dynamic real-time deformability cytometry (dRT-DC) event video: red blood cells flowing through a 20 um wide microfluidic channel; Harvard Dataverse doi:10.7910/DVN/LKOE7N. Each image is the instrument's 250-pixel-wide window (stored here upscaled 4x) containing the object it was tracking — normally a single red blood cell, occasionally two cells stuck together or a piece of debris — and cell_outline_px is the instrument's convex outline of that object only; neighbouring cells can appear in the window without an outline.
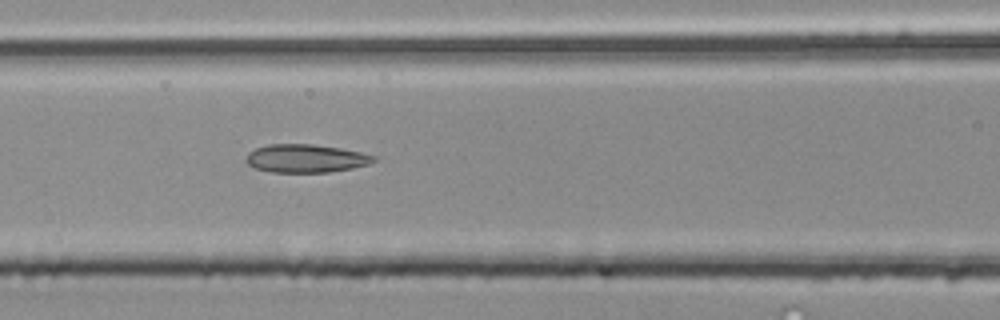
{"species": "common noctule bat (a hibernating species)", "species_latin": "Nyctalus noctula", "temperature_condition": "room temperature", "stored_images_in_passage": 34, "camera_frame_rate_fps": 3000, "um_per_image_px": 0.085, "animal": {"sex": "male", "body_mass_g": 20.4}, "frame": {"image": 1, "passage_image": 9, "time_ms": 2.667, "image_size_px": [1000, 320], "cell_outline_px": [[376, 160], [368, 164], [352, 168], [328, 172], [272, 172], [256, 168], [248, 164], [244, 160], [248, 152], [256, 148], [268, 144], [312, 144], [340, 148], [360, 152], [376, 156]], "centroid_in_image_um": [25.97, 13.46], "position_along_channel_um": 140.6, "area_um2": 20.92}}
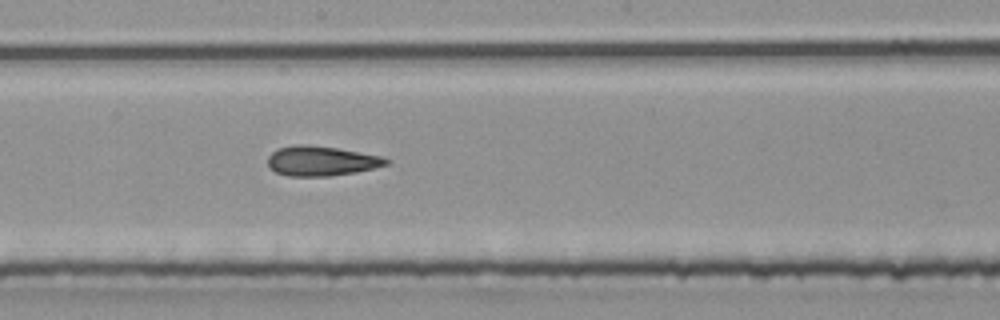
{"frame": {"image": 2, "passage_image": 15, "time_ms": 4.667, "image_size_px": [1000, 320], "cell_outline_px": [[388, 164], [356, 172], [328, 176], [288, 176], [276, 172], [268, 168], [268, 156], [276, 148], [292, 144], [308, 144], [336, 148], [380, 156], [388, 160]], "centroid_in_image_um": [27.22, 13.67], "position_along_channel_um": 221.0, "area_um2": 20.52}}
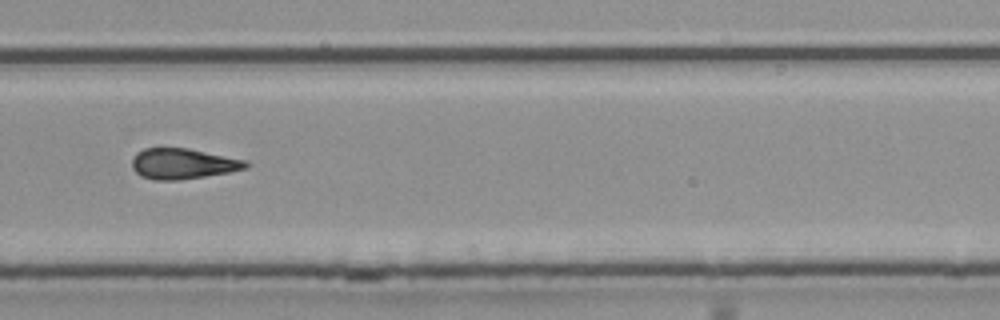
{"frame": {"image": 3, "passage_image": 22, "time_ms": 7.0, "image_size_px": [1000, 320], "cell_outline_px": [[248, 168], [228, 172], [204, 176], [176, 180], [156, 180], [140, 176], [132, 168], [132, 160], [136, 152], [144, 148], [188, 148], [244, 160], [248, 164]], "centroid_in_image_um": [15.49, 13.91], "position_along_channel_um": 314.3, "area_um2": 20.06}, "authors_computed_cell_mechanics": {"area_um2": 20.23, "velocity_mm_per_s": 4.019, "shape_relaxation_time_tau1_ms": 9.5524, "shape_relaxation_time_tau2_ms": 5.7236, "deformation_change_tau1": 0.1792, "deformation_change_tau2": 0.1423}}